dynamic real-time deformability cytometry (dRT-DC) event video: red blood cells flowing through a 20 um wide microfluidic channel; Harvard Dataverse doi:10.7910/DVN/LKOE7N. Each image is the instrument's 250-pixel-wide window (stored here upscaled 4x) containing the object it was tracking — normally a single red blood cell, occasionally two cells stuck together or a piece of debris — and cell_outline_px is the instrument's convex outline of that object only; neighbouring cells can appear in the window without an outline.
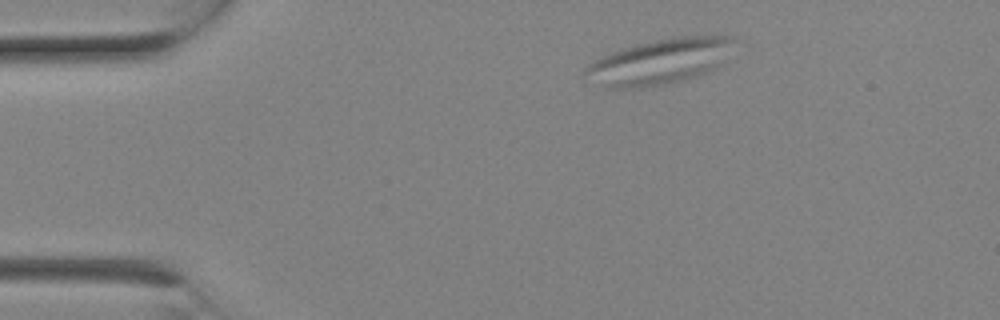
{"species": "Egyptian fruit bat (a non-hibernating species)", "species_latin": "Rousettus aegyptiacus", "temperature_condition": "room temperature", "stored_images_in_passage": 1, "camera_frame_rate_fps": 3000, "um_per_image_px": 0.085, "animal": {"sex": "female"}, "frame": {"image": 1, "passage_image": 1, "time_ms": 0.0, "image_size_px": [1000, 320], "cell_outline_px": [[732, 40], [724, 64], [700, 76], [664, 84], [640, 88], [604, 88], [584, 72], [584, 68], [588, 64], [612, 52], [624, 48], [652, 40], [676, 36], [732, 36]], "centroid_in_image_um": [56.09, 5.24], "position_along_channel_um": 28.9, "area_um2": 38.96}}